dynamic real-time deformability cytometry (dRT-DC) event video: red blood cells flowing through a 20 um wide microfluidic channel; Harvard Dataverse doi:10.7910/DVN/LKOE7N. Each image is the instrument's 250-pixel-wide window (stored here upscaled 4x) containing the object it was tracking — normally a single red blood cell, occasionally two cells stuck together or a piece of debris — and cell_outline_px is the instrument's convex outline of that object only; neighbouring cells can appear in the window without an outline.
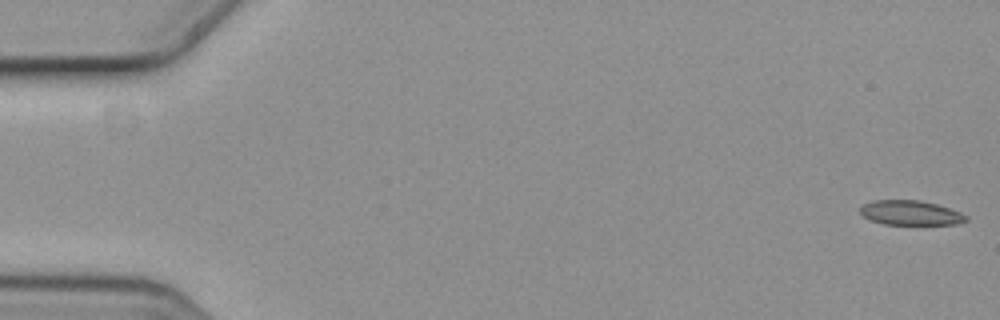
{"species": "common noctule bat (a hibernating species)", "species_latin": "Nyctalus noctula", "temperature_condition": "cold", "stored_images_in_passage": 5, "segment_of_instrument_passage": [2, 2], "camera_frame_rate_fps": 3000, "um_per_image_px": 0.085, "animal": {"sex": "female", "body_mass_g": 19.3, "forearm_length_mm": 54.1}, "frame": {"image": 1, "passage_image": 5, "time_ms": 1.333, "image_size_px": [1000, 320], "cell_outline_px": [[968, 220], [956, 224], [884, 224], [868, 220], [860, 212], [860, 208], [864, 204], [872, 200], [920, 200], [936, 204], [960, 212], [968, 216]], "centroid_in_image_um": [77.38, 18.09], "position_along_channel_um": 7.6, "area_um2": 15.14}}